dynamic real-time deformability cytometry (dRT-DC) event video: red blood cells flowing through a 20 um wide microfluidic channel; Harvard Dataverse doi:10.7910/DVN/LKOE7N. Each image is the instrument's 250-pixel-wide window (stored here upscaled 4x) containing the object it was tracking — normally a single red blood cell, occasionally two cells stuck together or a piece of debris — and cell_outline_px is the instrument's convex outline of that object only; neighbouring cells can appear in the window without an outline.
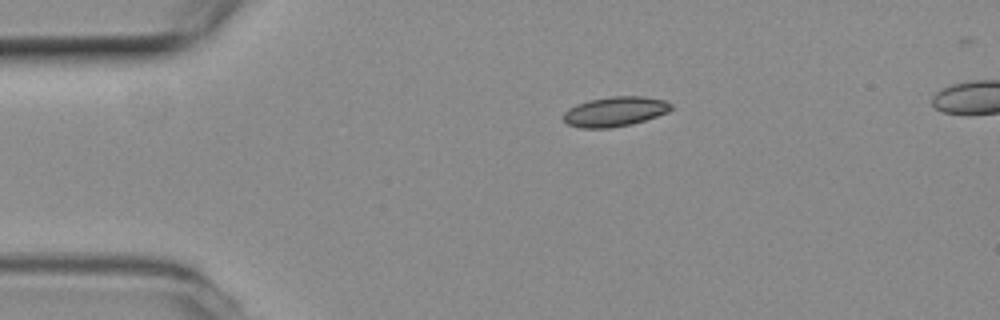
{"species": "common noctule bat (a hibernating species)", "species_latin": "Nyctalus noctula", "temperature_condition": "room temperature", "stored_images_in_passage": 43, "camera_frame_rate_fps": 3000, "um_per_image_px": 0.085, "animal": {"sex": "female", "body_mass_g": 19.3, "forearm_length_mm": 54.1}, "frame": {"image": 1, "passage_image": 1, "time_ms": 0.0, "image_size_px": [1000, 320], "cell_outline_px": [[672, 108], [668, 112], [632, 124], [608, 128], [580, 128], [568, 124], [564, 120], [564, 112], [568, 108], [576, 104], [588, 100], [612, 96], [644, 96], [664, 100], [672, 104]], "centroid_in_image_um": [52.26, 9.47], "position_along_channel_um": 32.7, "area_um2": 18.67}}
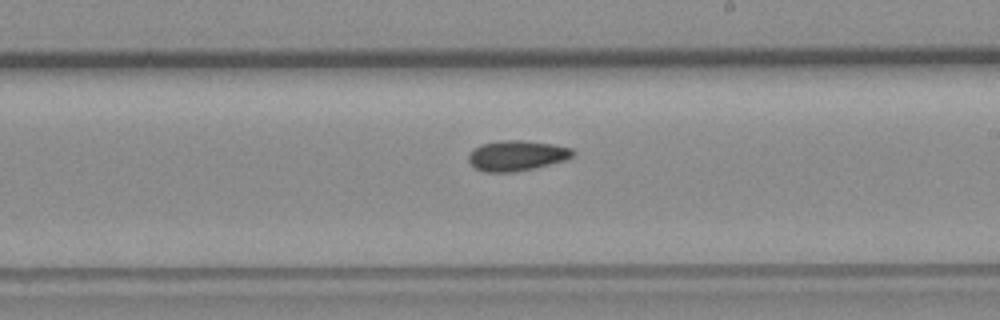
{"frame": {"image": 2, "passage_image": 21, "time_ms": 6.667, "image_size_px": [1000, 320], "cell_outline_px": [[576, 152], [572, 156], [564, 160], [532, 168], [512, 172], [484, 172], [476, 168], [468, 160], [468, 156], [480, 144], [500, 140], [520, 140], [552, 144], [572, 148]], "centroid_in_image_um": [43.92, 13.22], "position_along_channel_um": 245.1, "area_um2": 18.15}}
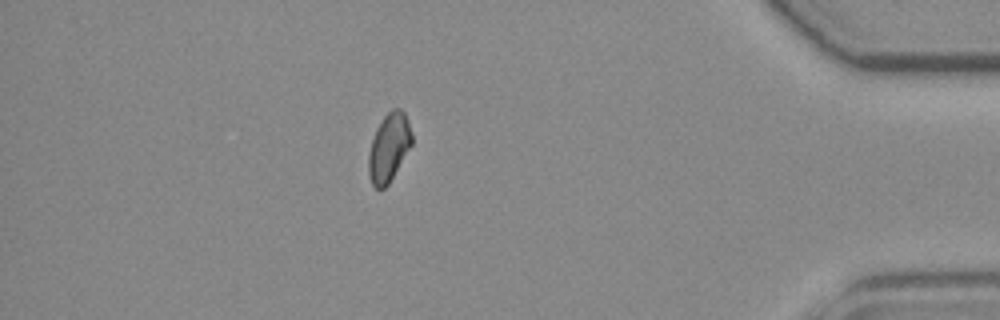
{"frame": {"image": 3, "passage_image": 37, "time_ms": 12.0, "image_size_px": [1000, 320], "cell_outline_px": [[412, 144], [388, 184], [384, 188], [376, 188], [372, 184], [368, 176], [368, 156], [372, 140], [376, 128], [384, 116], [392, 108], [400, 108], [404, 112], [408, 120], [412, 132]], "centroid_in_image_um": [33.05, 12.51], "position_along_channel_um": 402.1, "area_um2": 17.17}}